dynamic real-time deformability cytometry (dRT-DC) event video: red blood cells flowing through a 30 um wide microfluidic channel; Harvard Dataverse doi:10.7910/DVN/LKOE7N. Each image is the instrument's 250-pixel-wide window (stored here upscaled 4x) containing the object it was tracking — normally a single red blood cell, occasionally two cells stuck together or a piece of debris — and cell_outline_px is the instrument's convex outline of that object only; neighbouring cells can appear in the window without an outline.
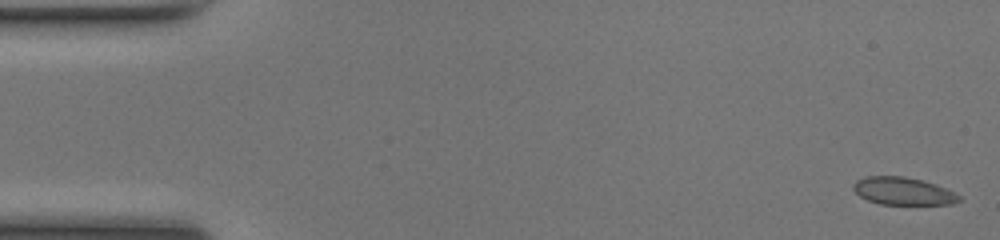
{"species": "common noctule bat (a hibernating species)", "species_latin": "Nyctalus noctula", "temperature_condition": "room temperature", "stored_images_in_passage": 50, "camera_frame_rate_fps": 3000, "um_per_image_px": 0.085, "animal": {"sex": "female", "body_mass_g": 17.0, "forearm_length_mm": 48.0}, "frame": {"image": 1, "passage_image": 1, "time_ms": 0.0, "image_size_px": [1000, 240], "cell_outline_px": [[964, 200], [952, 204], [880, 204], [868, 200], [860, 196], [852, 188], [852, 184], [856, 180], [864, 176], [904, 176], [924, 180], [936, 184], [960, 196]], "centroid_in_image_um": [76.75, 16.23], "position_along_channel_um": 8.2, "area_um2": 17.11}}
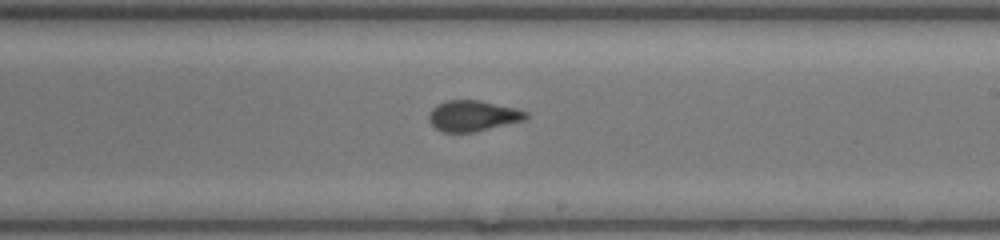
{"frame": {"image": 2, "passage_image": 29, "time_ms": 9.333, "image_size_px": [1000, 240], "cell_outline_px": [[528, 116], [524, 120], [472, 132], [444, 132], [436, 128], [428, 120], [428, 116], [432, 108], [436, 104], [444, 100], [480, 100], [516, 108], [528, 112]], "centroid_in_image_um": [40.17, 9.83], "position_along_channel_um": 248.8, "area_um2": 17.34}}
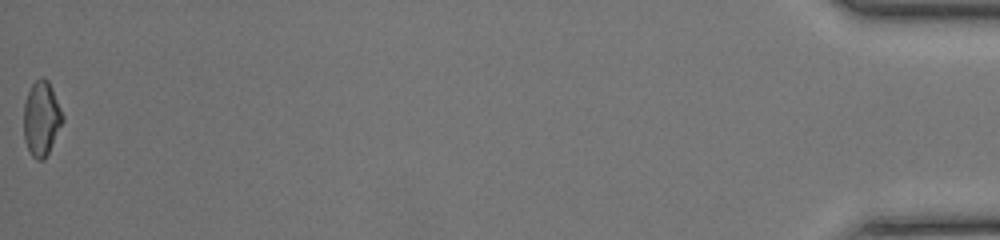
{"frame": {"image": 3, "passage_image": 50, "time_ms": 16.333, "image_size_px": [1000, 240], "cell_outline_px": [[64, 120], [44, 160], [36, 160], [32, 156], [24, 140], [24, 104], [28, 92], [32, 84], [40, 76], [44, 76], [48, 80], [52, 88], [64, 116]], "centroid_in_image_um": [3.52, 10.06], "position_along_channel_um": 431.7, "area_um2": 16.88}, "authors_computed_cell_mechanics": {"area_um2": 17.5134, "velocity_mm_per_s": 4.1578, "shape_relaxation_time_tau1_ms": null, "shape_relaxation_time_tau2_ms": 0.7848, "deformation_change_tau1": null, "deformation_change_tau2": 0.0511}}